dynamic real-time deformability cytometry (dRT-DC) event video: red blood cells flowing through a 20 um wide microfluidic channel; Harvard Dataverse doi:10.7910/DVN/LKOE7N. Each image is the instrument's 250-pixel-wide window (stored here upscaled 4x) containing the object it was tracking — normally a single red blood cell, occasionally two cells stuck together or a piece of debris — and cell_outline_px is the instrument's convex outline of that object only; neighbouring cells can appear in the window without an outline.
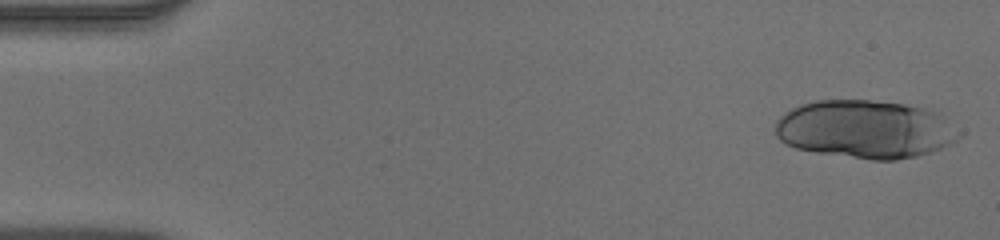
{"species": "human", "species_latin": "Homo sapiens", "temperature_condition": "warm", "stored_images_in_passage": 52, "camera_frame_rate_fps": 3000, "um_per_image_px": 0.085, "donor": {"sex": "male"}, "frame": {"image": 1, "passage_image": 1, "time_ms": 0.0, "image_size_px": [1000, 240], "cell_outline_px": [[964, 132], [960, 136], [948, 144], [932, 152], [916, 156], [896, 160], [872, 160], [816, 152], [796, 148], [780, 140], [776, 136], [776, 120], [780, 116], [792, 108], [816, 100], [868, 100], [904, 104], [924, 108], [932, 112]], "centroid_in_image_um": [73.52, 11.0], "position_along_channel_um": 11.5, "area_um2": 61.79}}
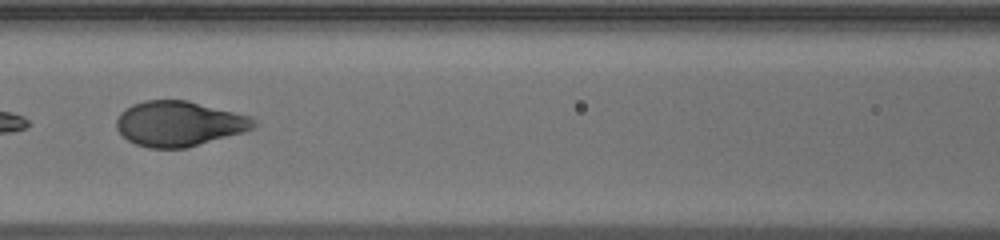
{"frame": {"image": 2, "passage_image": 23, "time_ms": 7.333, "image_size_px": [1000, 240], "cell_outline_px": [[256, 124], [252, 128], [244, 132], [188, 148], [148, 148], [136, 144], [128, 140], [116, 128], [116, 120], [120, 112], [132, 104], [144, 100], [188, 100], [252, 116], [256, 120]], "centroid_in_image_um": [15.23, 10.51], "position_along_channel_um": 151.4, "area_um2": 36.36}}
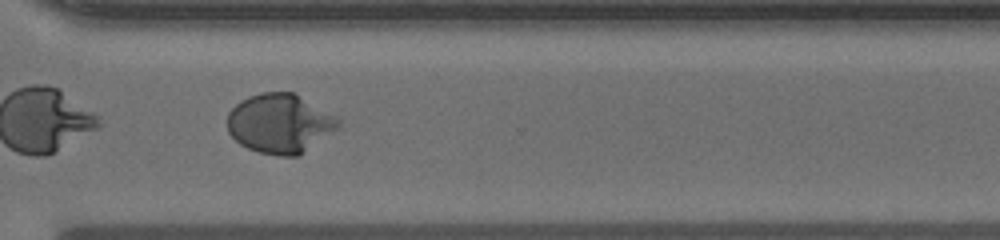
{"frame": {"image": 3, "passage_image": 38, "time_ms": 12.333, "image_size_px": [1000, 240], "cell_outline_px": [[340, 128], [296, 156], [280, 156], [260, 152], [248, 148], [240, 144], [228, 132], [228, 112], [240, 100], [248, 96], [260, 92], [292, 92], [336, 116], [340, 120]], "centroid_in_image_um": [23.78, 10.48], "position_along_channel_um": 346.8, "area_um2": 38.09}, "authors_computed_cell_mechanics": {"area_um2": 38.148, "velocity_mm_per_s": 3.9183, "shape_relaxation_time_tau1_ms": 3.9387, "shape_relaxation_time_tau2_ms": null, "deformation_change_tau1": 0.255, "deformation_change_tau2": null}}